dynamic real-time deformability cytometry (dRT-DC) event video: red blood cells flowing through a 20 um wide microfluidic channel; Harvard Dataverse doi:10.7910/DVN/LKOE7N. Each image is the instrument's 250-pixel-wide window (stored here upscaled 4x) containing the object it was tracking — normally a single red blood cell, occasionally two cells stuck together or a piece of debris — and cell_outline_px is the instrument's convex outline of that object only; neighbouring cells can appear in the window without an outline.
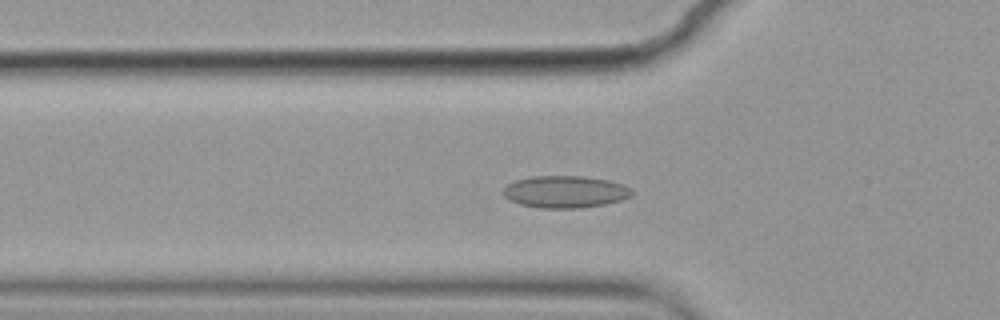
{"species": "common noctule bat (a hibernating species)", "species_latin": "Nyctalus noctula", "temperature_condition": "cold", "stored_images_in_passage": 58, "camera_frame_rate_fps": 3000, "um_per_image_px": 0.085, "animal": {"sex": "female", "body_mass_g": 19.9}, "frame": {"image": 1, "passage_image": 19, "time_ms": 6.0, "image_size_px": [1000, 320], "cell_outline_px": [[632, 196], [620, 200], [604, 204], [580, 208], [540, 208], [520, 204], [508, 200], [500, 192], [508, 184], [516, 180], [532, 176], [584, 176], [608, 180], [624, 184], [632, 188]], "centroid_in_image_um": [48.03, 16.3], "position_along_channel_um": 77.8, "area_um2": 24.22}}
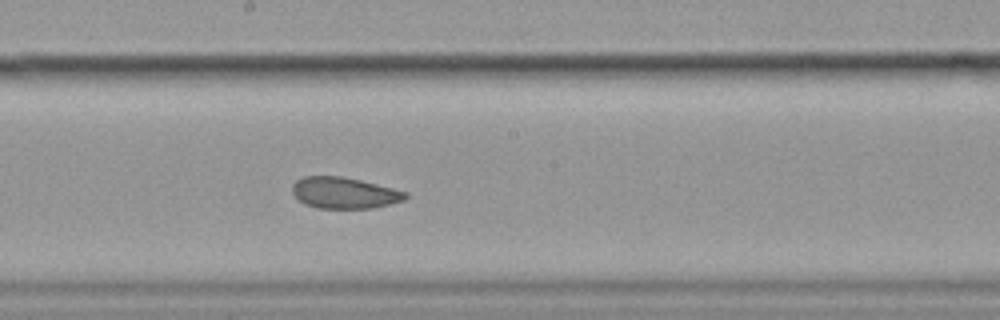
{"frame": {"image": 2, "passage_image": 31, "time_ms": 10.0, "image_size_px": [1000, 320], "cell_outline_px": [[408, 196], [404, 200], [372, 208], [316, 208], [304, 204], [292, 192], [292, 184], [296, 180], [304, 176], [340, 176], [360, 180], [408, 192]], "centroid_in_image_um": [29.24, 16.39], "position_along_channel_um": 219.0, "area_um2": 20.52}}
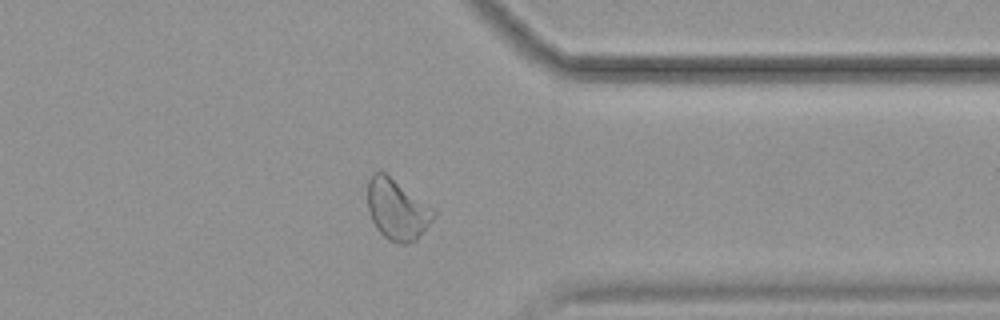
{"frame": {"image": 3, "passage_image": 45, "time_ms": 14.667, "image_size_px": [1000, 320], "cell_outline_px": [[436, 216], [416, 240], [408, 244], [400, 244], [388, 240], [376, 228], [372, 220], [368, 208], [368, 180], [372, 172], [384, 172], [432, 208], [436, 212]], "centroid_in_image_um": [33.74, 17.83], "position_along_channel_um": 377.7, "area_um2": 23.0}, "authors_computed_cell_mechanics": {"area_um2": 23.2067, "velocity_mm_per_s": 3.5383, "shape_relaxation_time_tau1_ms": null, "shape_relaxation_time_tau2_ms": 3.1368, "deformation_change_tau1": null, "deformation_change_tau2": 0.0746}}